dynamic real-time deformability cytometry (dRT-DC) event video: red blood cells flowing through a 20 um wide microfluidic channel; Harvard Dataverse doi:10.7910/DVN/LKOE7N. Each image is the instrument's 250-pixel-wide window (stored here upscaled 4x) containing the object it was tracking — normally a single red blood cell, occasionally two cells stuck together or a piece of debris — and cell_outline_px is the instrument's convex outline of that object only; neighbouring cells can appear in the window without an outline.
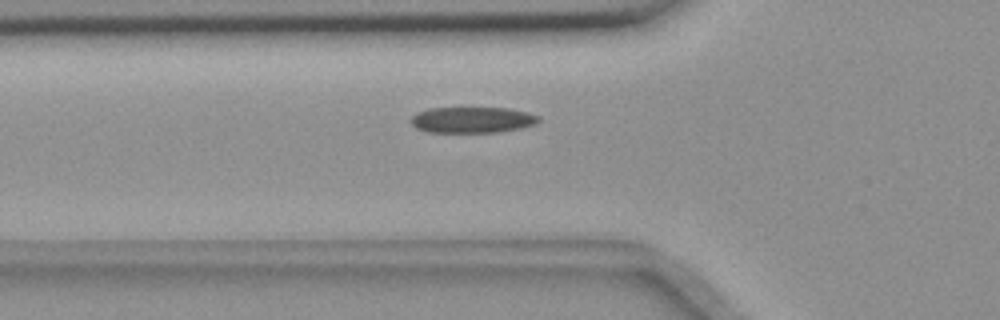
{"species": "common noctule bat (a hibernating species)", "species_latin": "Nyctalus noctula", "temperature_condition": "room temperature", "stored_images_in_passage": 39, "camera_frame_rate_fps": 3000, "um_per_image_px": 0.085, "animal": {"sex": "female", "body_mass_g": 18.4}, "frame": {"image": 1, "passage_image": 2, "time_ms": 0.333, "image_size_px": [1000, 320], "cell_outline_px": [[540, 120], [536, 124], [520, 128], [496, 132], [428, 132], [416, 128], [408, 120], [416, 112], [428, 108], [508, 108], [528, 112], [540, 116]], "centroid_in_image_um": [40.12, 10.18], "position_along_channel_um": 85.7, "area_um2": 19.48}}
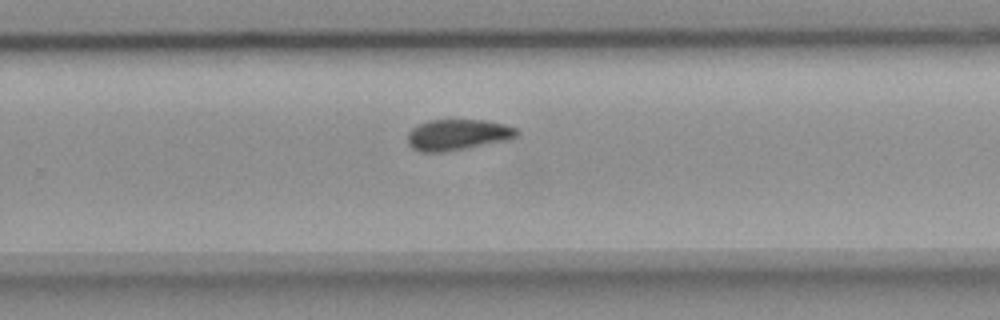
{"frame": {"image": 2, "passage_image": 19, "time_ms": 6.0, "image_size_px": [1000, 320], "cell_outline_px": [[520, 136], [512, 140], [444, 152], [420, 152], [412, 148], [408, 144], [408, 132], [412, 128], [428, 120], [488, 120], [504, 124], [516, 128], [520, 132]], "centroid_in_image_um": [38.96, 11.46], "position_along_channel_um": 290.8, "area_um2": 20.06}}
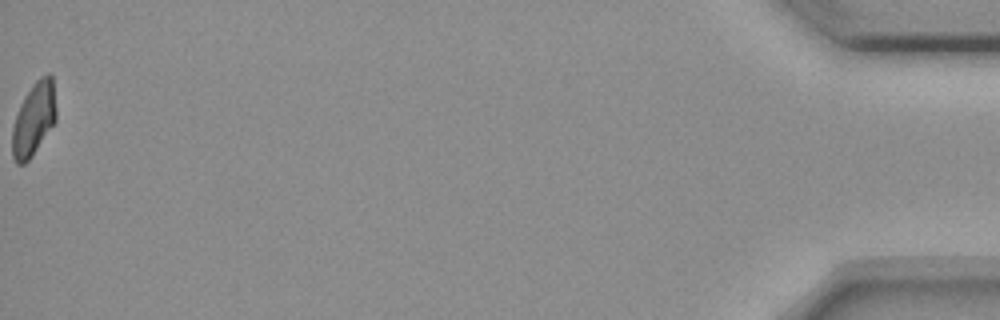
{"frame": {"image": 3, "passage_image": 39, "time_ms": 12.667, "image_size_px": [1000, 320], "cell_outline_px": [[56, 120], [28, 160], [24, 164], [16, 164], [12, 156], [12, 128], [20, 104], [24, 96], [32, 84], [40, 76], [48, 72], [52, 72], [56, 108]], "centroid_in_image_um": [2.87, 10.06], "position_along_channel_um": 432.3, "area_um2": 18.73}}